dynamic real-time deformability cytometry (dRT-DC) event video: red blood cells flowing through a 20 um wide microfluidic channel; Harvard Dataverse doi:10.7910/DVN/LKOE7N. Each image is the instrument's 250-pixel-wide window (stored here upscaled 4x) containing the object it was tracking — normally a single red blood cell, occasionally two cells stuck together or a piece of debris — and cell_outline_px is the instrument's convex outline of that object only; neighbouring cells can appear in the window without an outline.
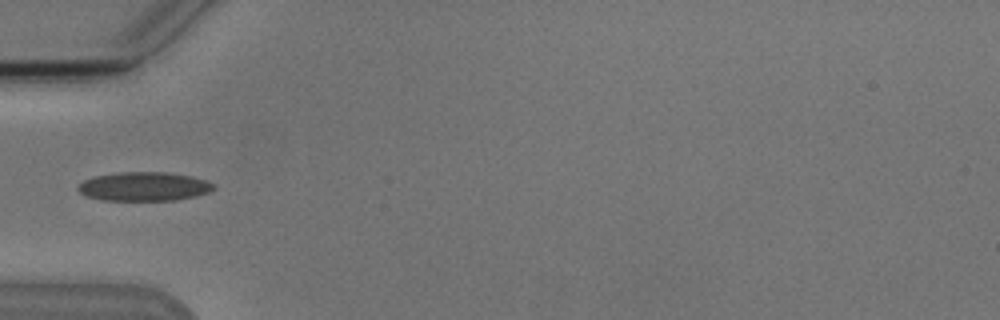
{"species": "Egyptian fruit bat (a non-hibernating species)", "species_latin": "Rousettus aegyptiacus", "temperature_condition": "cold", "stored_images_in_passage": 4, "camera_frame_rate_fps": 3000, "um_per_image_px": 0.085, "animal": {"sex": "male"}, "frame": {"image": 1, "passage_image": 4, "time_ms": 3.667, "image_size_px": [1000, 320], "cell_outline_px": [[216, 188], [208, 192], [196, 196], [176, 200], [100, 200], [88, 196], [80, 192], [76, 188], [84, 180], [96, 176], [120, 172], [164, 172], [188, 176], [204, 180], [216, 184]], "centroid_in_image_um": [12.25, 15.86], "position_along_channel_um": 72.7, "area_um2": 22.66}}